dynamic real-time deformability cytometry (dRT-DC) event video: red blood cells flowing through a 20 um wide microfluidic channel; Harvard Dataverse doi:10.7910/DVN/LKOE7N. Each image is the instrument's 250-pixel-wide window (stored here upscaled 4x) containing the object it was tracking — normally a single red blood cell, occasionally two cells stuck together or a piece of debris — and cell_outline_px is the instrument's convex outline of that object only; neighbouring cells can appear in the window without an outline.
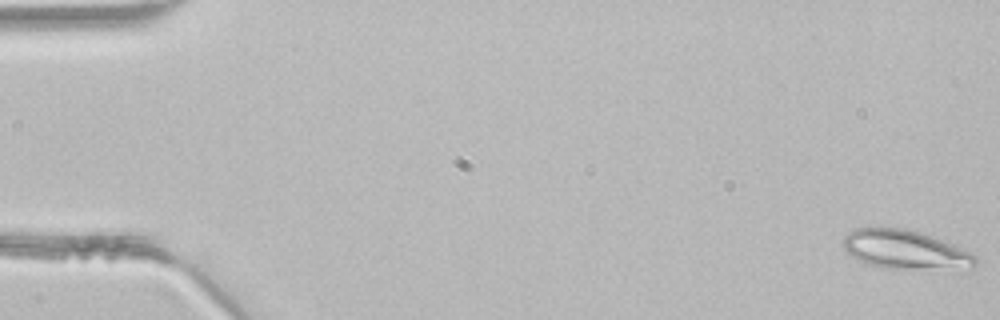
{"species": "common noctule bat (a hibernating species)", "species_latin": "Nyctalus noctula", "temperature_condition": "room temperature", "stored_images_in_passage": 13, "camera_frame_rate_fps": 3000, "um_per_image_px": 0.085, "animal": {"sex": "male", "body_mass_g": 21.5, "forearm_length_mm": 52.0}, "frame": {"image": 1, "passage_image": 1, "time_ms": 0.0, "image_size_px": [1000, 320], "cell_outline_px": [[976, 264], [912, 268], [888, 268], [868, 264], [852, 256], [844, 248], [844, 236], [848, 232], [856, 228], [904, 228], [952, 244], [976, 256]], "centroid_in_image_um": [76.78, 21.17], "position_along_channel_um": 8.2, "area_um2": 28.21}}